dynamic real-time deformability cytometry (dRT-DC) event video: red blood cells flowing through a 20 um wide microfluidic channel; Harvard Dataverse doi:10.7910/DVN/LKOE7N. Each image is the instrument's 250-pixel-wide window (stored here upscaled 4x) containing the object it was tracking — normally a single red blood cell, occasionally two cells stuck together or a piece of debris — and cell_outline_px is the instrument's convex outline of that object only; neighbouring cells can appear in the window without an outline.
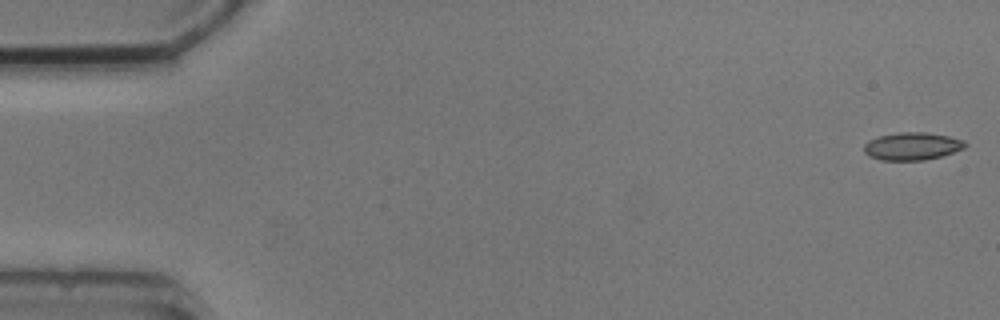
{"species": "common noctule bat (a hibernating species)", "species_latin": "Nyctalus noctula", "temperature_condition": "cold", "stored_images_in_passage": 7, "camera_frame_rate_fps": 3000, "um_per_image_px": 0.085, "animal": {"sex": "male", "body_mass_g": 20.5, "forearm_length_mm": 52.5}, "frame": {"image": 1, "passage_image": 1, "time_ms": 0.0, "image_size_px": [1000, 320], "cell_outline_px": [[968, 144], [964, 148], [940, 156], [924, 160], [880, 160], [868, 156], [864, 152], [864, 144], [868, 140], [880, 136], [900, 132], [924, 132], [948, 136], [964, 140]], "centroid_in_image_um": [77.51, 12.43], "position_along_channel_um": 7.5, "area_um2": 16.24}}
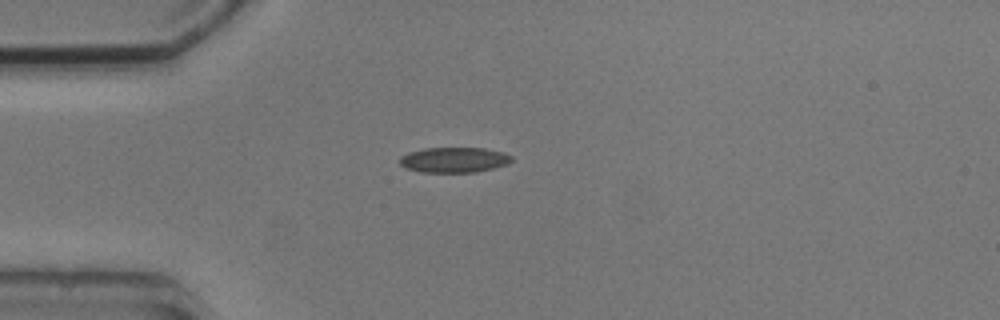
{"frame": {"image": 2, "passage_image": 4, "time_ms": 4.333, "image_size_px": [1000, 320], "cell_outline_px": [[512, 160], [508, 164], [476, 172], [420, 172], [404, 168], [400, 164], [400, 156], [408, 152], [424, 148], [484, 148], [504, 152], [512, 156]], "centroid_in_image_um": [38.58, 13.58], "position_along_channel_um": 46.4, "area_um2": 16.59}}